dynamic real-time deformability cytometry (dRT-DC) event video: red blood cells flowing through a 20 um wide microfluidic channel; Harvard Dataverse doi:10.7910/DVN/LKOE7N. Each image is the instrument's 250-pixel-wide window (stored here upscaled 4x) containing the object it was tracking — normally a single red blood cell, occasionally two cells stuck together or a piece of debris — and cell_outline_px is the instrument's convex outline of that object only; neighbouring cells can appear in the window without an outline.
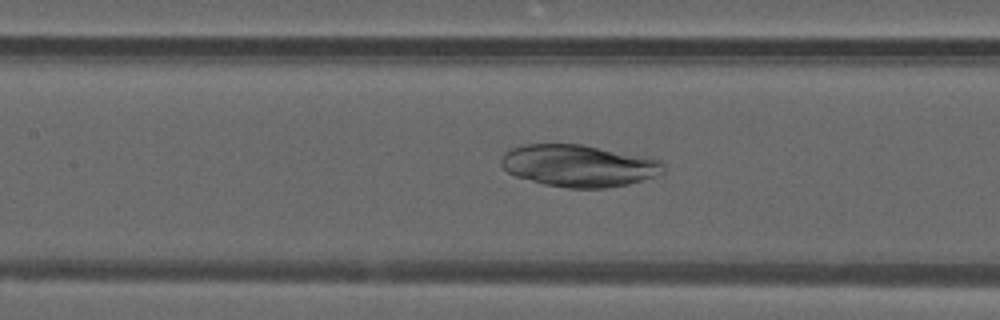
{"species": "common noctule bat (a hibernating species)", "species_latin": "Nyctalus noctula", "temperature_condition": "warm", "stored_images_in_passage": 38, "camera_frame_rate_fps": 3000, "um_per_image_px": 0.085, "animal": {"sex": "male", "forearm_length_mm": 52.5}, "frame": {"image": 1, "passage_image": 16, "time_ms": 5.0, "image_size_px": [1000, 320], "cell_outline_px": [[664, 172], [628, 184], [604, 188], [568, 188], [544, 184], [516, 176], [508, 172], [500, 164], [500, 156], [504, 152], [512, 148], [524, 144], [580, 144], [660, 160], [664, 164]], "centroid_in_image_um": [49.12, 14.08], "position_along_channel_um": 158.3, "area_um2": 39.3}}
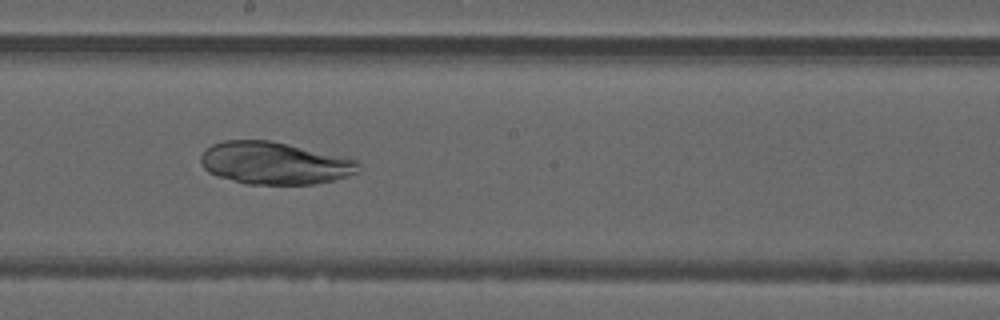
{"frame": {"image": 2, "passage_image": 21, "time_ms": 6.667, "image_size_px": [1000, 320], "cell_outline_px": [[360, 172], [332, 180], [316, 184], [248, 184], [216, 176], [208, 172], [204, 168], [200, 160], [200, 156], [212, 144], [224, 140], [272, 140], [356, 160], [360, 164]], "centroid_in_image_um": [23.31, 13.87], "position_along_channel_um": 224.9, "area_um2": 38.78}}
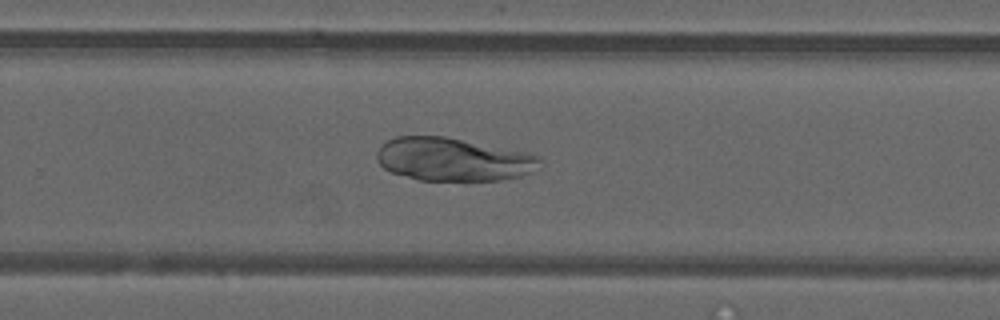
{"frame": {"image": 3, "passage_image": 26, "time_ms": 8.333, "image_size_px": [1000, 320], "cell_outline_px": [[544, 160], [532, 172], [520, 176], [500, 180], [420, 180], [392, 172], [384, 168], [380, 164], [376, 156], [376, 152], [380, 144], [396, 136], [444, 136], [528, 152], [540, 156]], "centroid_in_image_um": [38.53, 13.53], "position_along_channel_um": 291.3, "area_um2": 41.15}}